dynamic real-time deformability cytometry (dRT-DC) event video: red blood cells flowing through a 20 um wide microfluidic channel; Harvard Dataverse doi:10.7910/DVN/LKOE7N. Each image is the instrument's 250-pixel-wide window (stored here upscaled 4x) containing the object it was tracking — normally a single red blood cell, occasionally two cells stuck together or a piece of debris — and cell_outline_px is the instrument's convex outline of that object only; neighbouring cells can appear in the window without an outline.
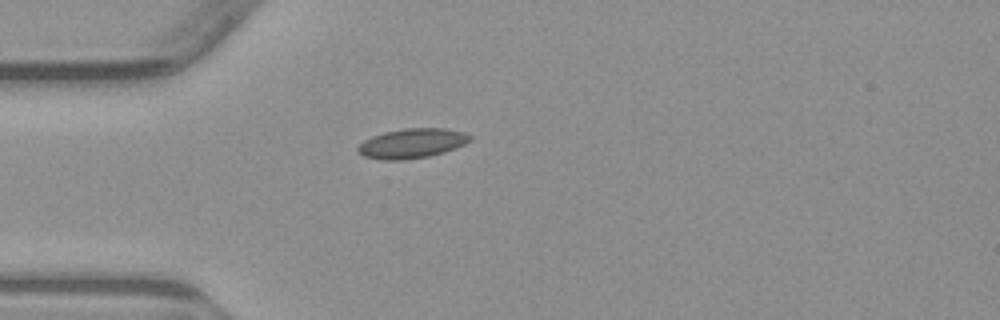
{"species": "common noctule bat (a hibernating species)", "species_latin": "Nyctalus noctula", "temperature_condition": "warm", "stored_images_in_passage": 4, "camera_frame_rate_fps": 3000, "um_per_image_px": 0.085, "animal": {"sex": "male", "body_mass_g": 23.1, "forearm_length_mm": 52.7}, "frame": {"image": 1, "passage_image": 4, "time_ms": 4.667, "image_size_px": [1000, 320], "cell_outline_px": [[472, 140], [464, 144], [444, 152], [428, 156], [404, 160], [384, 160], [364, 156], [356, 152], [356, 148], [364, 140], [372, 136], [384, 132], [404, 128], [444, 128], [464, 132], [472, 136]], "centroid_in_image_um": [35.0, 12.18], "position_along_channel_um": 50.0, "area_um2": 19.42}}